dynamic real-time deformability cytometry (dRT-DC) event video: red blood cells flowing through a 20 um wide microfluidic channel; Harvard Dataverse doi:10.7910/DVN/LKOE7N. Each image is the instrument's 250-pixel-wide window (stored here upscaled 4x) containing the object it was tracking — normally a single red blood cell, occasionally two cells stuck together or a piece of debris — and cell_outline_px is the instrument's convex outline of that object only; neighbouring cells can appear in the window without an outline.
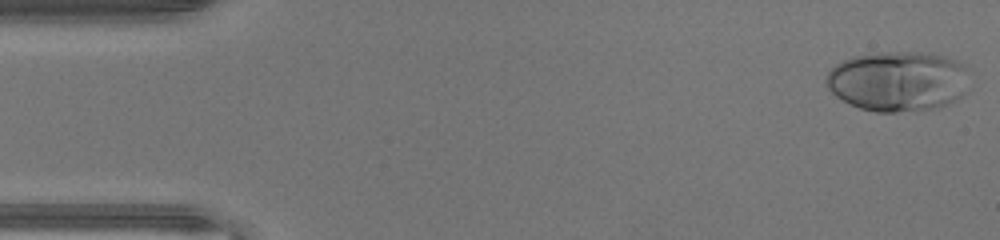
{"species": "human", "species_latin": "Homo sapiens", "temperature_condition": "warm", "stored_images_in_passage": 45, "camera_frame_rate_fps": 3000, "um_per_image_px": 0.085, "donor": {"sex": "male"}, "frame": {"image": 1, "passage_image": 1, "time_ms": 0.0, "image_size_px": [1000, 240], "cell_outline_px": [[964, 68], [960, 96], [956, 100], [936, 108], [916, 112], [876, 112], [860, 108], [836, 96], [828, 88], [824, 80], [828, 72], [836, 64], [852, 56], [884, 52], [916, 52], [944, 56], [956, 60]], "centroid_in_image_um": [76.22, 6.91], "position_along_channel_um": 8.8, "area_um2": 49.42}}
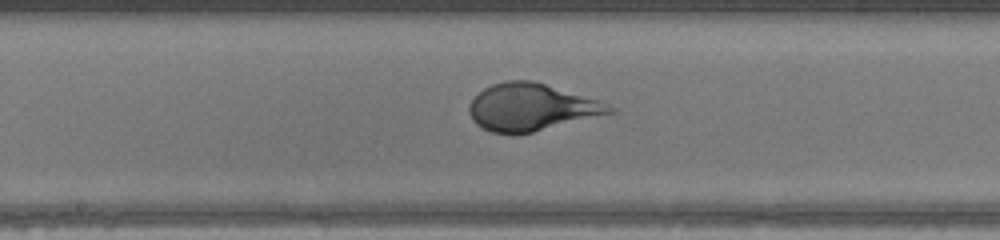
{"frame": {"image": 2, "passage_image": 23, "time_ms": 7.333, "image_size_px": [1000, 240], "cell_outline_px": [[616, 112], [516, 136], [512, 136], [492, 132], [476, 124], [472, 120], [468, 112], [468, 108], [472, 100], [484, 88], [492, 84], [508, 80], [532, 80], [600, 100], [616, 108]], "centroid_in_image_um": [45.16, 9.13], "position_along_channel_um": 203.0, "area_um2": 38.84}}
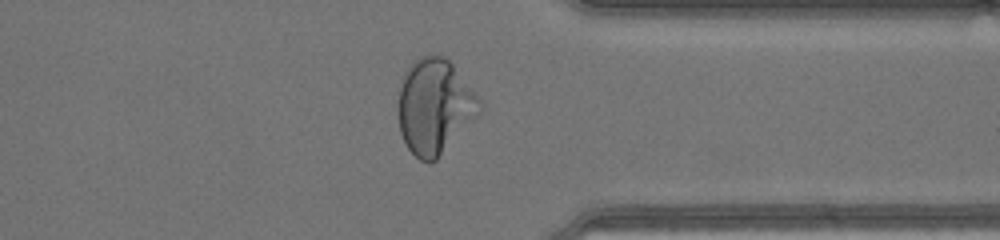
{"frame": {"image": 3, "passage_image": 35, "time_ms": 11.333, "image_size_px": [1000, 240], "cell_outline_px": [[484, 104], [480, 112], [436, 160], [420, 160], [408, 148], [400, 132], [400, 88], [404, 76], [412, 64], [420, 56], [428, 52], [444, 56], [452, 64]], "centroid_in_image_um": [36.97, 9.01], "position_along_channel_um": 374.4, "area_um2": 44.16}, "authors_computed_cell_mechanics": {"area_um2": 42.8876, "velocity_mm_per_s": 4.447, "shape_relaxation_time_tau1_ms": 2.9864, "shape_relaxation_time_tau2_ms": null, "deformation_change_tau1": 0.2095, "deformation_change_tau2": null}}